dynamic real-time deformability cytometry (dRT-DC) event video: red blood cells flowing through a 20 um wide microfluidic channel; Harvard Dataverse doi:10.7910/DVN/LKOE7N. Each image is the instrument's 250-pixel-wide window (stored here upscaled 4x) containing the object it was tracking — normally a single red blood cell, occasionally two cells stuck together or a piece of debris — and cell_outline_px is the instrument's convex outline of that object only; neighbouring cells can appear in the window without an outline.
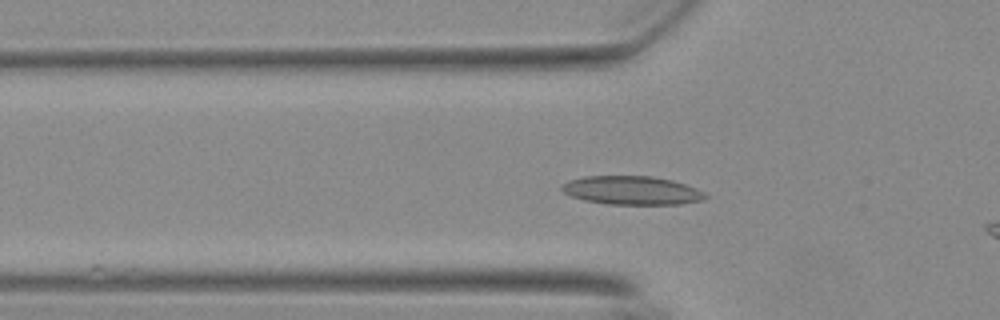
{"species": "Egyptian fruit bat (a non-hibernating species)", "species_latin": "Rousettus aegyptiacus", "temperature_condition": "warm", "stored_images_in_passage": 16, "camera_frame_rate_fps": 3000, "um_per_image_px": 0.085, "animal": {"sex": "female"}, "frame": {"image": 1, "passage_image": 11, "time_ms": 3.333, "image_size_px": [1000, 320], "cell_outline_px": [[708, 196], [700, 200], [684, 204], [608, 204], [584, 200], [572, 196], [564, 192], [560, 188], [564, 184], [572, 180], [584, 176], [652, 176], [672, 180], [696, 188], [704, 192]], "centroid_in_image_um": [53.73, 16.18], "position_along_channel_um": 72.1, "area_um2": 23.7}}
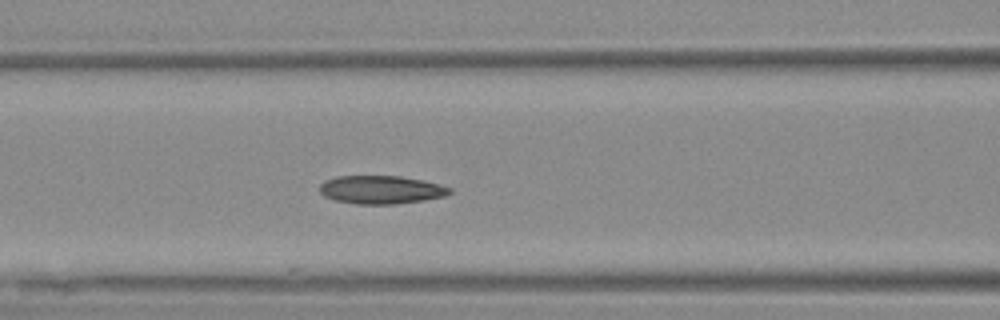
{"frame": {"image": 2, "passage_image": 16, "time_ms": 5.0, "image_size_px": [1000, 320], "cell_outline_px": [[452, 192], [444, 196], [424, 200], [396, 204], [356, 204], [332, 200], [324, 196], [320, 192], [320, 184], [324, 180], [336, 176], [400, 176], [424, 180], [440, 184], [452, 188]], "centroid_in_image_um": [32.38, 16.12], "position_along_channel_um": 134.2, "area_um2": 21.62}}